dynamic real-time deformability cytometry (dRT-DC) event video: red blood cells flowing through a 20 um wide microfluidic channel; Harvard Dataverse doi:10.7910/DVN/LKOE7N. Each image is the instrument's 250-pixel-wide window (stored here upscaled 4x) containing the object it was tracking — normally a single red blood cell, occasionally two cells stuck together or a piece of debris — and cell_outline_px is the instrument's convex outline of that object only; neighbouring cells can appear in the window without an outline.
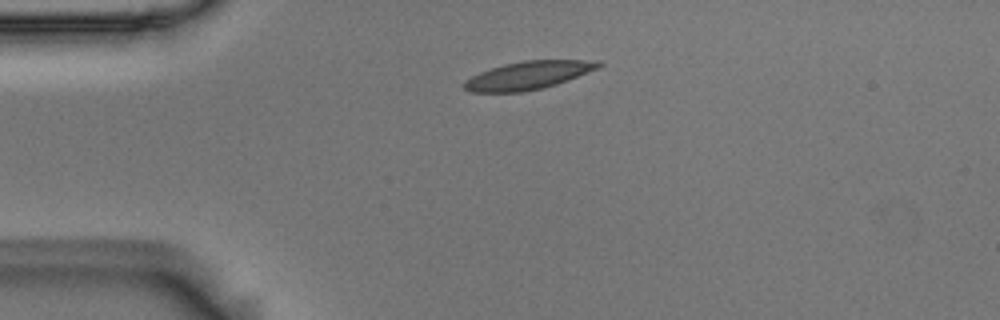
{"species": "Egyptian fruit bat (a non-hibernating species)", "species_latin": "Rousettus aegyptiacus", "temperature_condition": "room temperature", "stored_images_in_passage": 3, "camera_frame_rate_fps": 3000, "um_per_image_px": 0.085, "animal": {"sex": "male"}, "frame": {"image": 1, "passage_image": 1, "time_ms": 0.0, "image_size_px": [1000, 320], "cell_outline_px": [[604, 64], [600, 68], [568, 80], [556, 84], [540, 88], [520, 92], [472, 92], [464, 88], [464, 80], [480, 72], [504, 64], [524, 60], [600, 60]], "centroid_in_image_um": [44.95, 6.39], "position_along_channel_um": 40.1, "area_um2": 21.91}}
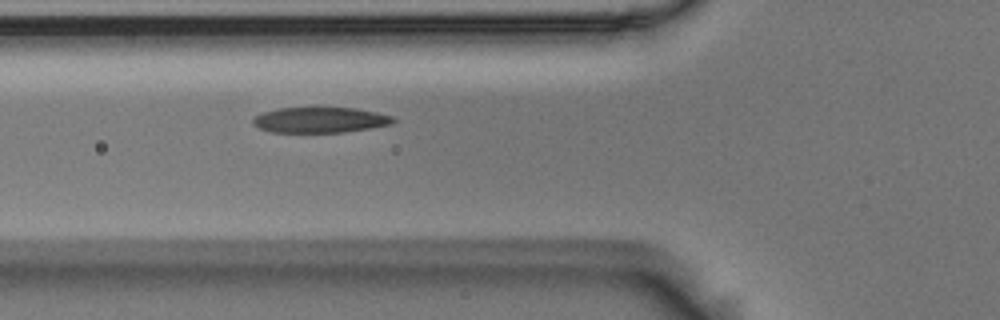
{"frame": {"image": 2, "passage_image": 3, "time_ms": 0.667, "image_size_px": [1000, 320], "cell_outline_px": [[396, 120], [392, 124], [372, 128], [344, 132], [272, 132], [260, 128], [252, 124], [252, 120], [256, 116], [264, 112], [280, 108], [356, 108], [376, 112], [392, 116]], "centroid_in_image_um": [27.24, 10.2], "position_along_channel_um": 98.6, "area_um2": 20.75}}